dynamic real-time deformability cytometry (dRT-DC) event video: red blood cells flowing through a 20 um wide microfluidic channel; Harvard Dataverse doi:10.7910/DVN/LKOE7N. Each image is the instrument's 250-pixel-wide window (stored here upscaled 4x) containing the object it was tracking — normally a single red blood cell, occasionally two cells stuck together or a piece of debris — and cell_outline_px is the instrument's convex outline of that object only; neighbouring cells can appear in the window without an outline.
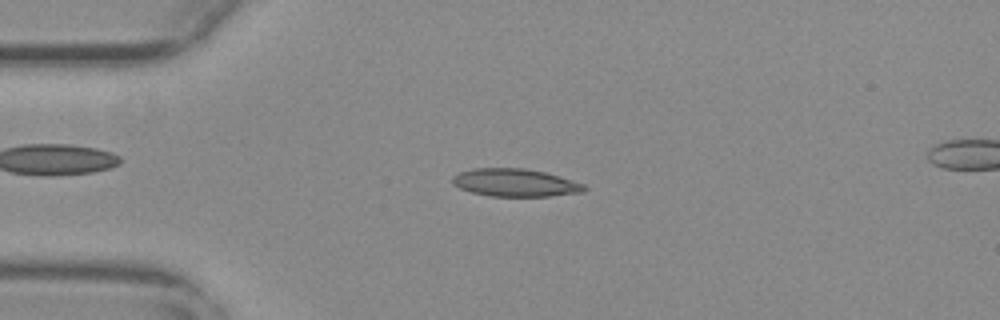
{"species": "common noctule bat (a hibernating species)", "species_latin": "Nyctalus noctula", "temperature_condition": "warm", "stored_images_in_passage": 54, "camera_frame_rate_fps": 3000, "um_per_image_px": 0.085, "animal": {"sex": "female", "body_mass_g": 29.2, "forearm_length_mm": 56.3}, "frame": {"image": 1, "passage_image": 13, "time_ms": 4.0, "image_size_px": [1000, 320], "cell_outline_px": [[588, 188], [584, 192], [548, 196], [488, 196], [472, 192], [460, 188], [452, 184], [452, 176], [460, 172], [472, 168], [524, 168], [544, 172], [584, 184]], "centroid_in_image_um": [43.76, 15.53], "position_along_channel_um": 41.2, "area_um2": 21.27}}
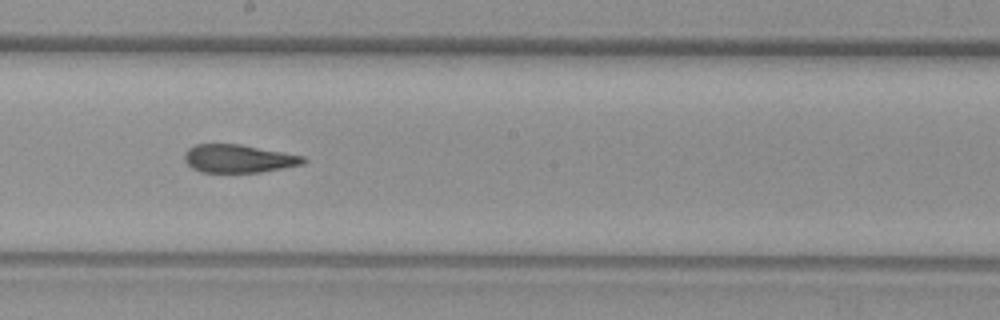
{"frame": {"image": 2, "passage_image": 30, "time_ms": 9.667, "image_size_px": [1000, 320], "cell_outline_px": [[308, 160], [304, 164], [260, 172], [200, 172], [192, 168], [184, 160], [184, 152], [188, 148], [196, 144], [240, 144], [304, 156]], "centroid_in_image_um": [20.26, 13.48], "position_along_channel_um": 227.9, "area_um2": 19.48}}
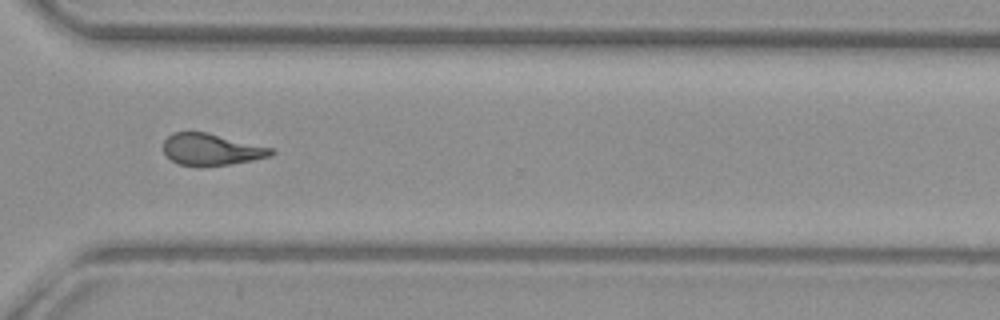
{"frame": {"image": 3, "passage_image": 40, "time_ms": 13.0, "image_size_px": [1000, 320], "cell_outline_px": [[276, 152], [272, 156], [232, 164], [200, 168], [180, 164], [172, 160], [164, 152], [164, 140], [172, 132], [208, 132], [272, 148]], "centroid_in_image_um": [17.98, 12.72], "position_along_channel_um": 352.6, "area_um2": 20.17}, "authors_computed_cell_mechanics": {"area_um2": 20.6057, "velocity_mm_per_s": 3.7457, "shape_relaxation_time_tau1_ms": null, "shape_relaxation_time_tau2_ms": 1.8833, "deformation_change_tau1": null, "deformation_change_tau2": 0.1094}}